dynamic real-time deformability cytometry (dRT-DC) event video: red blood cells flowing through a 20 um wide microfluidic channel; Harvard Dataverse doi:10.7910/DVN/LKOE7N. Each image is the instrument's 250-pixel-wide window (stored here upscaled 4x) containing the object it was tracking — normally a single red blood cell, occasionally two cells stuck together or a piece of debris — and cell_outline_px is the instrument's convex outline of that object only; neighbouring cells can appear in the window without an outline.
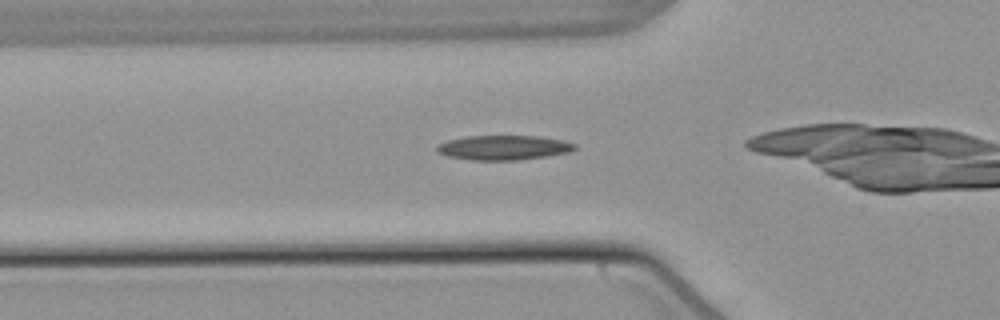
{"species": "common noctule bat (a hibernating species)", "species_latin": "Nyctalus noctula", "temperature_condition": "warm", "stored_images_in_passage": 34, "camera_frame_rate_fps": 3000, "um_per_image_px": 0.085, "animal": {"sex": "male", "body_mass_g": 21.5, "forearm_length_mm": 52.0}, "frame": {"image": 1, "passage_image": 10, "time_ms": 3.0, "image_size_px": [1000, 320], "cell_outline_px": [[576, 148], [572, 152], [520, 160], [472, 160], [448, 156], [436, 152], [436, 148], [440, 144], [448, 140], [468, 136], [540, 136], [564, 140], [576, 144]], "centroid_in_image_um": [42.85, 12.55], "position_along_channel_um": 82.9, "area_um2": 19.83}}
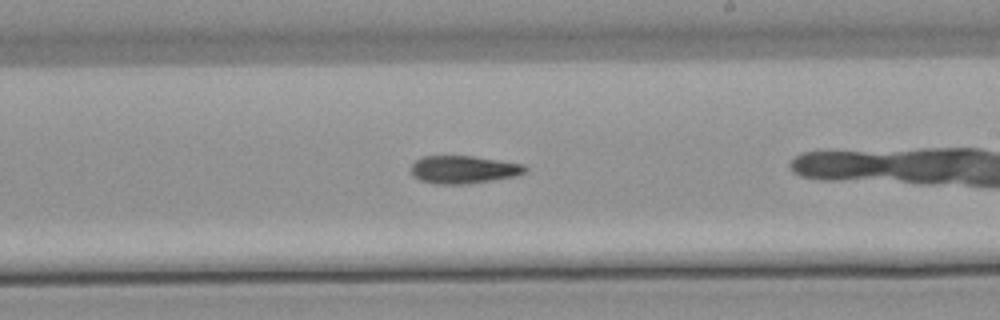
{"frame": {"image": 2, "passage_image": 23, "time_ms": 7.333, "image_size_px": [1000, 320], "cell_outline_px": [[528, 168], [524, 172], [516, 176], [492, 180], [464, 184], [436, 184], [420, 180], [412, 176], [412, 164], [420, 156], [472, 156], [500, 160], [524, 164]], "centroid_in_image_um": [39.39, 14.41], "position_along_channel_um": 249.6, "area_um2": 18.5}}
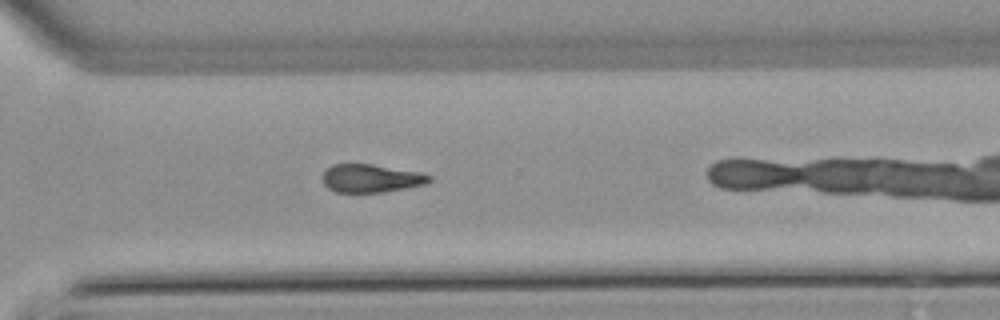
{"frame": {"image": 3, "passage_image": 30, "time_ms": 9.667, "image_size_px": [1000, 320], "cell_outline_px": [[432, 180], [424, 184], [384, 192], [336, 192], [328, 188], [324, 184], [324, 172], [332, 164], [372, 164], [420, 172], [432, 176]], "centroid_in_image_um": [31.55, 15.15], "position_along_channel_um": 339.1, "area_um2": 17.34}}